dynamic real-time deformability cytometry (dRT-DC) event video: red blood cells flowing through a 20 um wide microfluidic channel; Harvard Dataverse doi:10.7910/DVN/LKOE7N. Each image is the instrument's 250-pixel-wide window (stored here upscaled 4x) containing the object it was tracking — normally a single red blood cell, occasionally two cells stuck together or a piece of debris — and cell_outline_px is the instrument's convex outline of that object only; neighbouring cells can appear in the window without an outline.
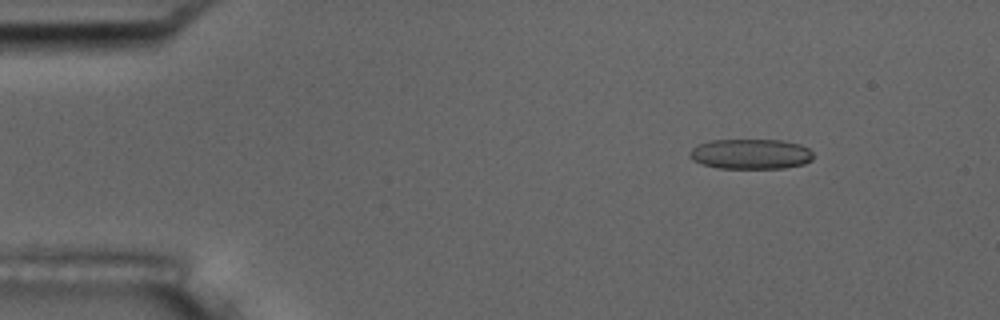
{"species": "common noctule bat (a hibernating species)", "species_latin": "Nyctalus noctula", "temperature_condition": "room temperature", "stored_images_in_passage": 6, "camera_frame_rate_fps": 3000, "um_per_image_px": 0.085, "animal": {"sex": "male", "body_mass_g": 17.5, "forearm_length_mm": 52.3}, "frame": {"image": 1, "passage_image": 2, "time_ms": 0.333, "image_size_px": [1000, 320], "cell_outline_px": [[812, 160], [804, 164], [784, 168], [716, 168], [692, 160], [688, 156], [688, 152], [692, 148], [700, 144], [712, 140], [780, 140], [800, 144], [808, 148], [812, 152]], "centroid_in_image_um": [63.8, 13.09], "position_along_channel_um": 21.2, "area_um2": 21.73}}